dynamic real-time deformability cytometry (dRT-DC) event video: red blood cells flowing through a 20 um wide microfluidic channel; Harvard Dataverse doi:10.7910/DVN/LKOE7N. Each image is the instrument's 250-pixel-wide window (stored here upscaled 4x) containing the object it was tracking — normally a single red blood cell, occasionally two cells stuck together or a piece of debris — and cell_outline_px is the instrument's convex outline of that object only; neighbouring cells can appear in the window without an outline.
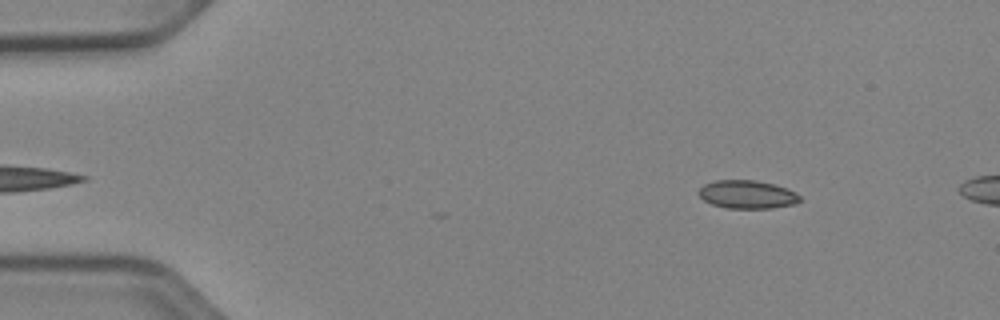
{"species": "Egyptian fruit bat (a non-hibernating species)", "species_latin": "Rousettus aegyptiacus", "temperature_condition": "cold", "stored_images_in_passage": 7, "camera_frame_rate_fps": 3000, "um_per_image_px": 0.085, "animal": {"sex": "female"}, "frame": {"image": 1, "passage_image": 3, "time_ms": 0.667, "image_size_px": [1000, 320], "cell_outline_px": [[800, 200], [796, 204], [772, 208], [728, 208], [712, 204], [704, 200], [696, 192], [704, 184], [716, 180], [756, 180], [788, 188], [796, 192], [800, 196]], "centroid_in_image_um": [63.52, 16.52], "position_along_channel_um": 21.5, "area_um2": 16.7}}